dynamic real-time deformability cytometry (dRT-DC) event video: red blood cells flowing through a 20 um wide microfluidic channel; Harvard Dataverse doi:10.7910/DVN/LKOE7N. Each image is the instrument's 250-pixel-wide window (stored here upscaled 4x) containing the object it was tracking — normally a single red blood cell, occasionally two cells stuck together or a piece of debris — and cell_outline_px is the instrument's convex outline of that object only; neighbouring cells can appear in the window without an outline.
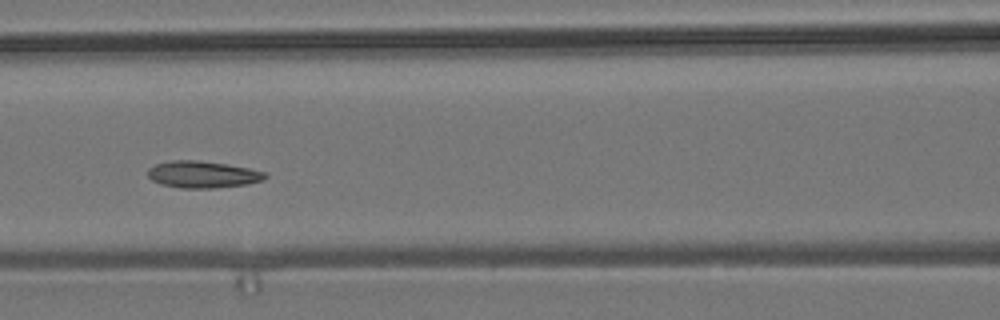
{"species": "common noctule bat (a hibernating species)", "species_latin": "Nyctalus noctula", "temperature_condition": "room temperature", "stored_images_in_passage": 11, "camera_frame_rate_fps": 3000, "um_per_image_px": 0.085, "animal": {"sex": "male", "body_mass_g": 19.2, "forearm_length_mm": 51.8}, "frame": {"image": 1, "passage_image": 7, "time_ms": 2.0, "image_size_px": [1000, 320], "cell_outline_px": [[268, 176], [264, 180], [248, 184], [216, 188], [180, 188], [160, 184], [152, 180], [148, 176], [148, 168], [156, 164], [172, 160], [200, 160], [228, 164], [268, 172]], "centroid_in_image_um": [17.26, 14.83], "position_along_channel_um": 149.3, "area_um2": 18.61}}
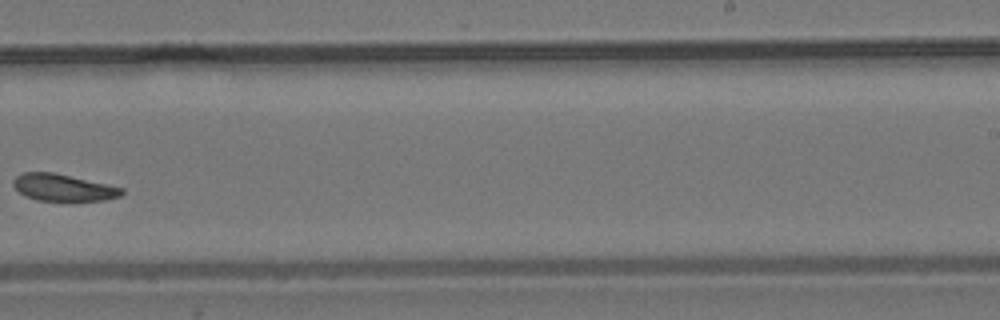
{"frame": {"image": 2, "passage_image": 10, "time_ms": 3.0, "image_size_px": [1000, 320], "cell_outline_px": [[124, 192], [120, 196], [104, 200], [76, 204], [72, 204], [36, 200], [24, 196], [12, 184], [12, 180], [16, 176], [24, 172], [52, 172], [124, 188]], "centroid_in_image_um": [5.38, 16.01], "position_along_channel_um": 283.6, "area_um2": 17.8}}
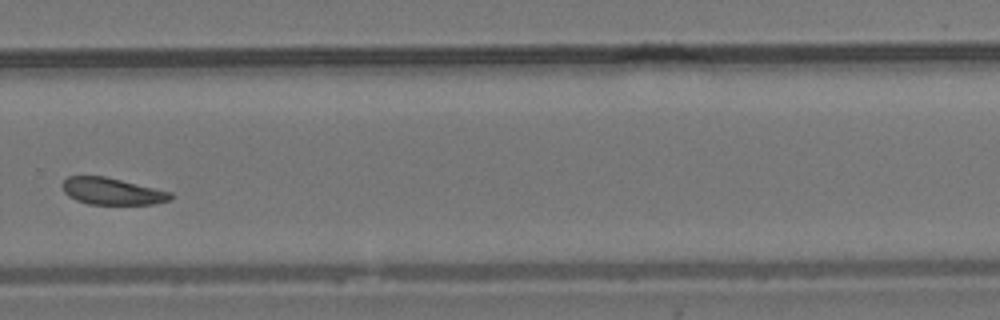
{"frame": {"image": 3, "passage_image": 11, "time_ms": 3.333, "image_size_px": [1000, 320], "cell_outline_px": [[172, 200], [156, 204], [88, 204], [76, 200], [68, 196], [64, 192], [60, 184], [68, 176], [104, 176], [172, 192]], "centroid_in_image_um": [9.51, 16.26], "position_along_channel_um": 320.3, "area_um2": 16.99}}